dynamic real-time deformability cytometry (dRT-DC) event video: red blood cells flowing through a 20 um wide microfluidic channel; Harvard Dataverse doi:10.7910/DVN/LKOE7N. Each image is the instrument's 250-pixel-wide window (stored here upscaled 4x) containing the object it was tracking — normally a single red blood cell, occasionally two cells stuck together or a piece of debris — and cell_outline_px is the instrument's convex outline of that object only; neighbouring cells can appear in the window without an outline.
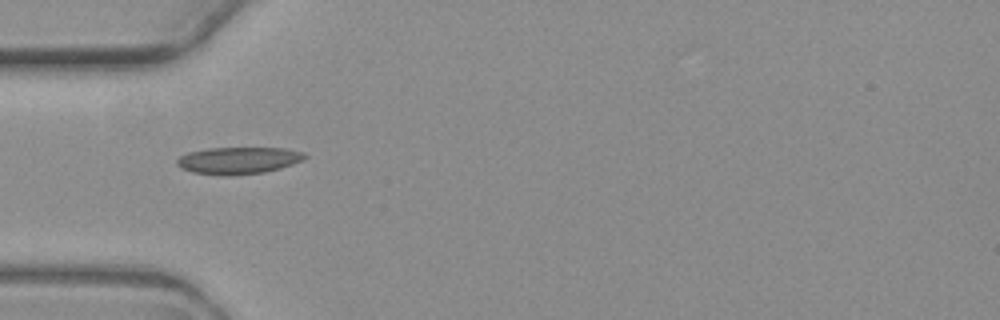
{"species": "common noctule bat (a hibernating species)", "species_latin": "Nyctalus noctula", "temperature_condition": "warm", "stored_images_in_passage": 6, "camera_frame_rate_fps": 3000, "um_per_image_px": 0.085, "animal": {"sex": "female", "body_mass_g": 19.3, "forearm_length_mm": 54.1}, "frame": {"image": 1, "passage_image": 1, "time_ms": 0.0, "image_size_px": [1000, 320], "cell_outline_px": [[308, 156], [304, 160], [280, 168], [264, 172], [228, 176], [224, 176], [192, 172], [180, 168], [176, 164], [176, 160], [180, 156], [188, 152], [208, 148], [284, 148], [304, 152]], "centroid_in_image_um": [20.25, 13.64], "position_along_channel_um": 64.7, "area_um2": 20.23}}
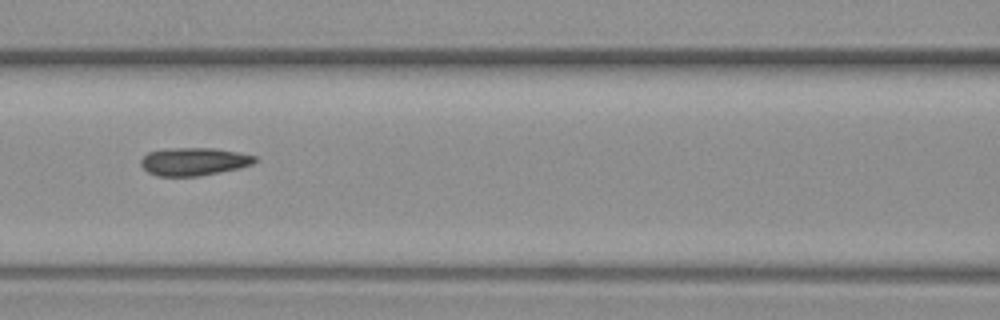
{"frame": {"image": 2, "passage_image": 3, "time_ms": 2.333, "image_size_px": [1000, 320], "cell_outline_px": [[256, 160], [252, 164], [236, 168], [200, 176], [156, 176], [148, 172], [140, 164], [140, 160], [148, 152], [168, 148], [212, 148], [236, 152], [256, 156]], "centroid_in_image_um": [16.42, 13.73], "position_along_channel_um": 150.2, "area_um2": 18.32}}
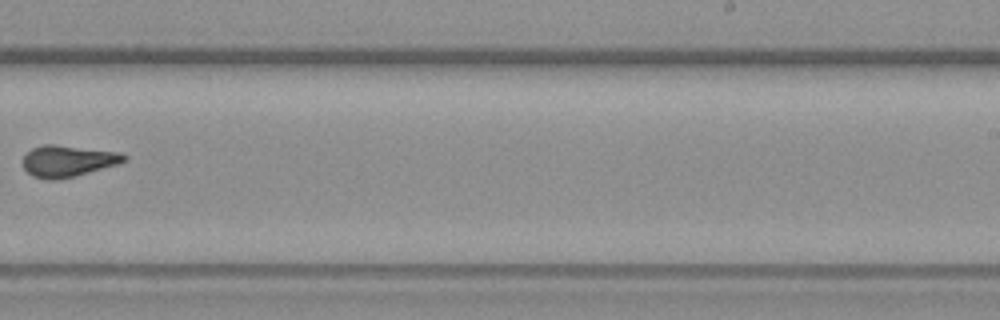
{"frame": {"image": 3, "passage_image": 6, "time_ms": 6.0, "image_size_px": [1000, 320], "cell_outline_px": [[128, 160], [116, 164], [76, 176], [56, 180], [48, 180], [32, 176], [24, 168], [24, 156], [32, 148], [44, 144], [52, 144], [120, 152], [128, 156]], "centroid_in_image_um": [5.78, 13.69], "position_along_channel_um": 283.2, "area_um2": 18.44}}